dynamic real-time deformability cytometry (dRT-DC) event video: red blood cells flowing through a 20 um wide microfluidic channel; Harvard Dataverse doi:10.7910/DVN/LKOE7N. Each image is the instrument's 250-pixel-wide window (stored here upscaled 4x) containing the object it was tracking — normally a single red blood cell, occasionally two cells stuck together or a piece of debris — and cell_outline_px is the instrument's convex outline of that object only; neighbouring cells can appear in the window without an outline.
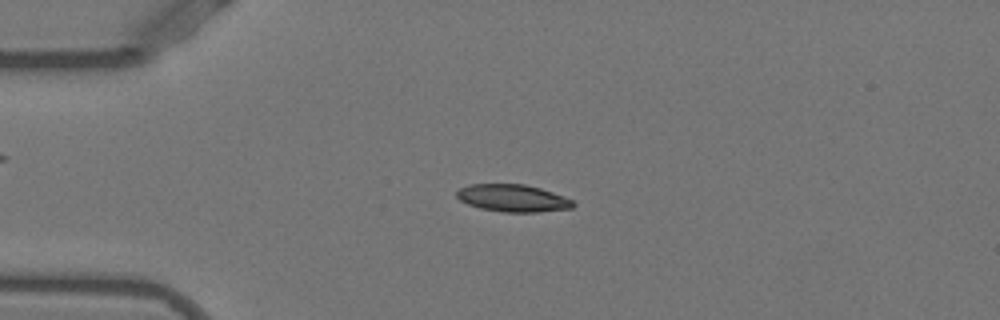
{"species": "Egyptian fruit bat (a non-hibernating species)", "species_latin": "Rousettus aegyptiacus", "temperature_condition": "warm", "stored_images_in_passage": 50, "camera_frame_rate_fps": 3000, "um_per_image_px": 0.085, "animal": {"sex": "female"}, "frame": {"image": 1, "passage_image": 11, "time_ms": 3.333, "image_size_px": [1000, 320], "cell_outline_px": [[576, 204], [572, 208], [540, 212], [504, 212], [480, 208], [468, 204], [460, 200], [456, 196], [456, 192], [460, 188], [468, 184], [524, 184], [540, 188], [564, 196], [572, 200]], "centroid_in_image_um": [43.59, 16.84], "position_along_channel_um": 41.4, "area_um2": 18.55}}
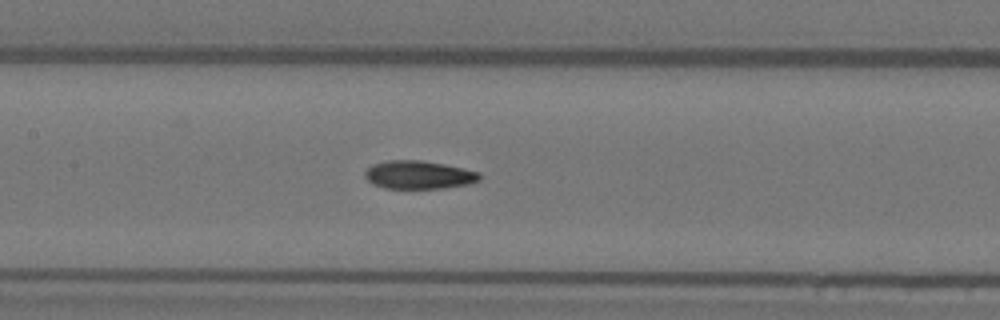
{"frame": {"image": 2, "passage_image": 23, "time_ms": 7.333, "image_size_px": [1000, 320], "cell_outline_px": [[480, 180], [468, 184], [444, 188], [384, 188], [372, 184], [364, 176], [364, 172], [372, 164], [388, 160], [420, 160], [444, 164], [480, 172]], "centroid_in_image_um": [35.57, 14.86], "position_along_channel_um": 171.8, "area_um2": 18.84}}
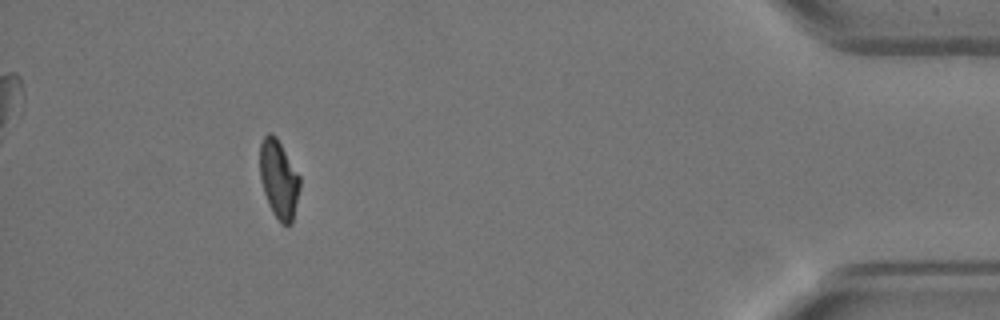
{"frame": {"image": 3, "passage_image": 46, "time_ms": 15.0, "image_size_px": [1000, 320], "cell_outline_px": [[300, 188], [292, 224], [280, 224], [272, 212], [268, 204], [260, 180], [260, 144], [264, 136], [268, 132], [272, 132], [276, 136], [300, 176]], "centroid_in_image_um": [23.69, 15.24], "position_along_channel_um": 411.5, "area_um2": 18.38}, "authors_computed_cell_mechanics": {"area_um2": 18.8139, "velocity_mm_per_s": 3.9024, "shape_relaxation_time_tau1_ms": 5.455, "shape_relaxation_time_tau2_ms": 2.2739, "deformation_change_tau1": 0.1955, "deformation_change_tau2": 0.0698}}